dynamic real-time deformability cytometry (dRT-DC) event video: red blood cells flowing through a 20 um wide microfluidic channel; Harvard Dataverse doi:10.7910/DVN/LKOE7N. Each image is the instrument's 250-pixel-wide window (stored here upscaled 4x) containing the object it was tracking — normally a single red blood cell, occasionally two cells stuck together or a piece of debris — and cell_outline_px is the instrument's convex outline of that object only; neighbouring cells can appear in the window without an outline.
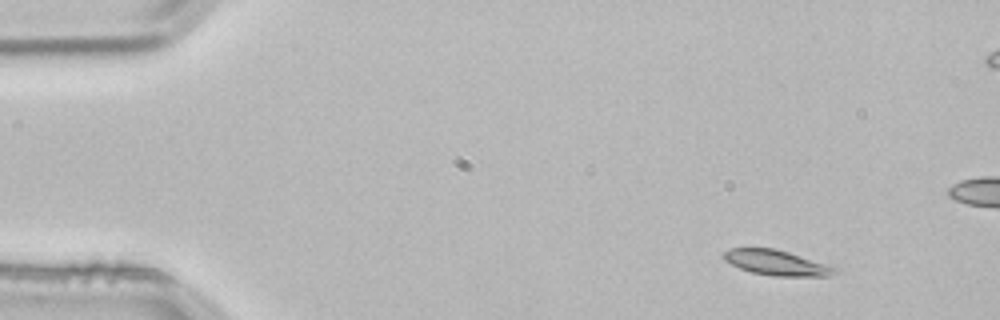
{"species": "common noctule bat (a hibernating species)", "species_latin": "Nyctalus noctula", "temperature_condition": "room temperature", "stored_images_in_passage": 3, "camera_frame_rate_fps": 3000, "um_per_image_px": 0.085, "animal": {"sex": "male", "body_mass_g": 21.5, "forearm_length_mm": 52.0}, "frame": {"image": 1, "passage_image": 1, "time_ms": 0.0, "image_size_px": [1000, 320], "cell_outline_px": [[840, 268], [836, 272], [828, 276], [772, 276], [752, 272], [740, 268], [724, 260], [724, 252], [728, 248], [776, 248], [836, 264]], "centroid_in_image_um": [66.15, 22.32], "position_along_channel_um": 18.8, "area_um2": 16.94}}